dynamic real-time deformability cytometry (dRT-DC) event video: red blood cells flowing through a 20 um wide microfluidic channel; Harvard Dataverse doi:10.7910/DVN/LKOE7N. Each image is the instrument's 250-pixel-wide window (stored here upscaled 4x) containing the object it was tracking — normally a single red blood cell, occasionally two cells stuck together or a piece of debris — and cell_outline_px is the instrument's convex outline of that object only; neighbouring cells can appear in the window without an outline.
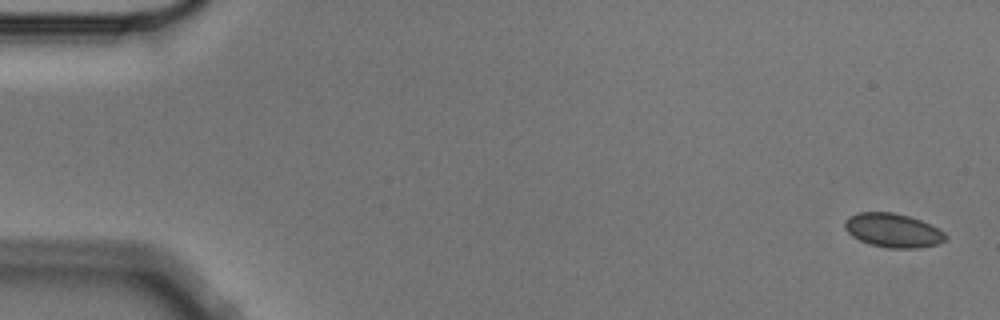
{"species": "Egyptian fruit bat (a non-hibernating species)", "species_latin": "Rousettus aegyptiacus", "temperature_condition": "cold", "stored_images_in_passage": 4, "camera_frame_rate_fps": 3000, "um_per_image_px": 0.085, "animal": {"sex": "male"}, "frame": {"image": 1, "passage_image": 1, "time_ms": 0.0, "image_size_px": [1000, 320], "cell_outline_px": [[948, 236], [944, 240], [936, 244], [916, 248], [888, 248], [872, 244], [860, 240], [852, 236], [844, 228], [844, 220], [848, 216], [860, 212], [892, 212], [908, 216], [920, 220], [944, 232]], "centroid_in_image_um": [75.86, 19.57], "position_along_channel_um": 9.1, "area_um2": 19.71}}